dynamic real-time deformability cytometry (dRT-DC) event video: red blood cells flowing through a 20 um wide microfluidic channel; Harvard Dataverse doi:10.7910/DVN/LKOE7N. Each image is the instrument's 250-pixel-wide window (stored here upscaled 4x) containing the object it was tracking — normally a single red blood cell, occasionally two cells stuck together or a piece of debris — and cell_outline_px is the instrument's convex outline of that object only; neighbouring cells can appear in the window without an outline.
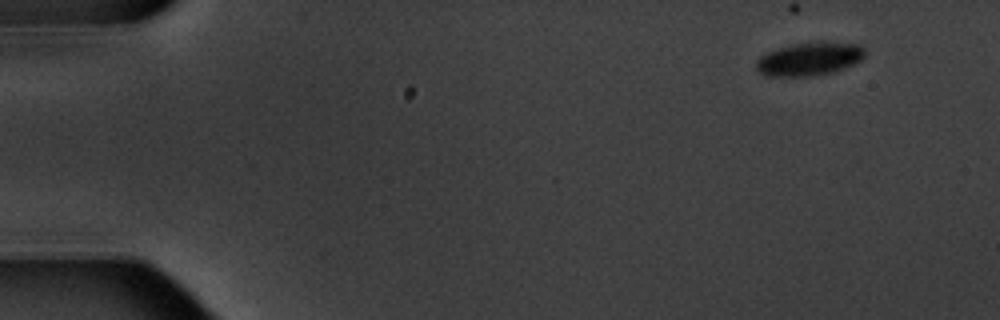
{"species": "common noctule bat (a hibernating species)", "species_latin": "Nyctalus noctula", "temperature_condition": "warm", "stored_images_in_passage": 10, "camera_frame_rate_fps": 3000, "um_per_image_px": 0.085, "animal": {"sex": "male", "body_mass_g": 20.1, "forearm_length_mm": 53.5}, "frame": {"image": 1, "passage_image": 1, "time_ms": 0.0, "image_size_px": [1000, 320], "cell_outline_px": [[864, 56], [860, 60], [844, 68], [832, 72], [812, 76], [768, 76], [760, 72], [756, 68], [756, 60], [760, 56], [776, 48], [792, 44], [816, 40], [824, 40], [860, 44], [864, 48]], "centroid_in_image_um": [68.8, 4.97], "position_along_channel_um": 16.2, "area_um2": 21.44}}
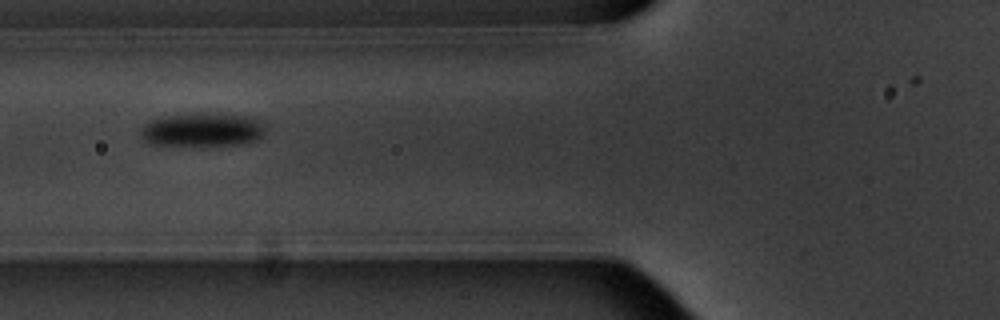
{"frame": {"image": 2, "passage_image": 6, "time_ms": 6.0, "image_size_px": [1000, 320], "cell_outline_px": [[264, 132], [256, 140], [244, 144], [152, 144], [144, 140], [140, 136], [140, 128], [148, 120], [164, 116], [216, 112], [252, 116], [260, 120], [264, 124]], "centroid_in_image_um": [17.22, 10.98], "position_along_channel_um": 108.6, "area_um2": 24.45}}